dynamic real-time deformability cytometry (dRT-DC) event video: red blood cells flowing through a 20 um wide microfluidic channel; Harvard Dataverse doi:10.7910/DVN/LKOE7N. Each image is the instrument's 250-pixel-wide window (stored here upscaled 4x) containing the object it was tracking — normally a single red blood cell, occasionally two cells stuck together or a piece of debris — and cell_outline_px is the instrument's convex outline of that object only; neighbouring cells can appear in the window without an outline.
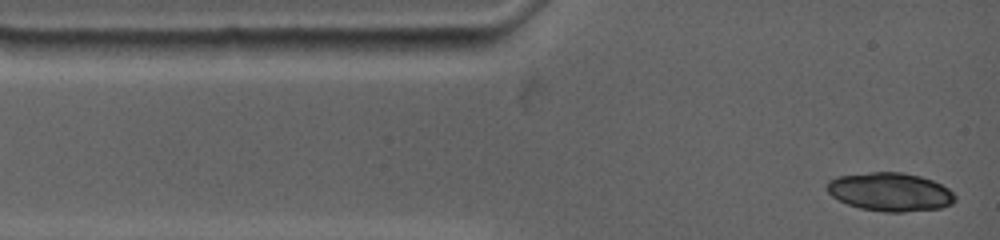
{"species": "common noctule bat (a hibernating species)", "species_latin": "Nyctalus noctula", "temperature_condition": "warm", "stored_images_in_passage": 5, "camera_frame_rate_fps": 4500, "um_per_image_px": 0.085, "animal": {"sex": "female", "body_mass_g": 19.0, "forearm_length_mm": 53.3}, "frame": {"image": 1, "passage_image": 1, "time_ms": 0.0, "image_size_px": [1000, 240], "cell_outline_px": [[956, 200], [952, 204], [940, 208], [904, 212], [884, 212], [860, 208], [848, 204], [832, 196], [824, 188], [828, 180], [836, 176], [872, 172], [900, 172], [920, 176], [932, 180], [948, 188], [956, 196]], "centroid_in_image_um": [75.64, 16.31], "position_along_channel_um": 9.4, "area_um2": 28.84}}